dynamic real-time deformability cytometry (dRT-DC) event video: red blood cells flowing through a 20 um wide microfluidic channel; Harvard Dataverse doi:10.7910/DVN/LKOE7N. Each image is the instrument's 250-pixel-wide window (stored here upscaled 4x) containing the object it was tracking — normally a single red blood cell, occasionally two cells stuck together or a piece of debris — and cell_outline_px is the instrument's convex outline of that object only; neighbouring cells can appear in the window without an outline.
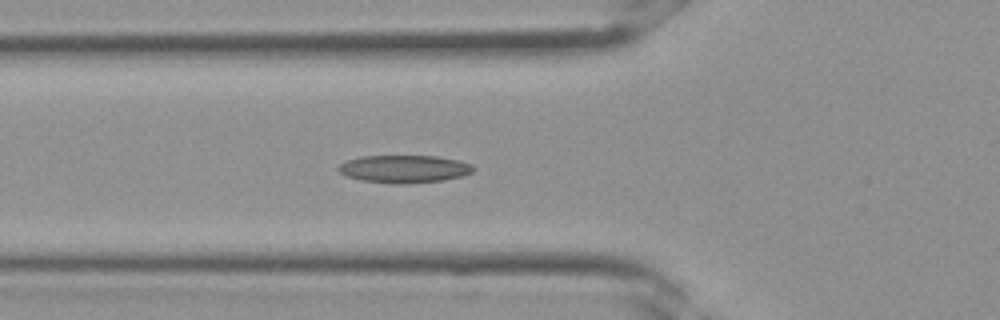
{"species": "Egyptian fruit bat (a non-hibernating species)", "species_latin": "Rousettus aegyptiacus", "temperature_condition": "room temperature", "stored_images_in_passage": 36, "segment_of_instrument_passage": [1, 2], "camera_frame_rate_fps": 3000, "um_per_image_px": 0.085, "frame": {"image": 1, "passage_image": 13, "time_ms": 4.0, "image_size_px": [1000, 320], "cell_outline_px": [[476, 168], [472, 172], [464, 176], [444, 180], [404, 184], [400, 184], [360, 180], [348, 176], [340, 172], [336, 168], [340, 164], [348, 160], [360, 156], [436, 156], [456, 160], [472, 164]], "centroid_in_image_um": [34.38, 14.36], "position_along_channel_um": 91.4, "area_um2": 21.73}}
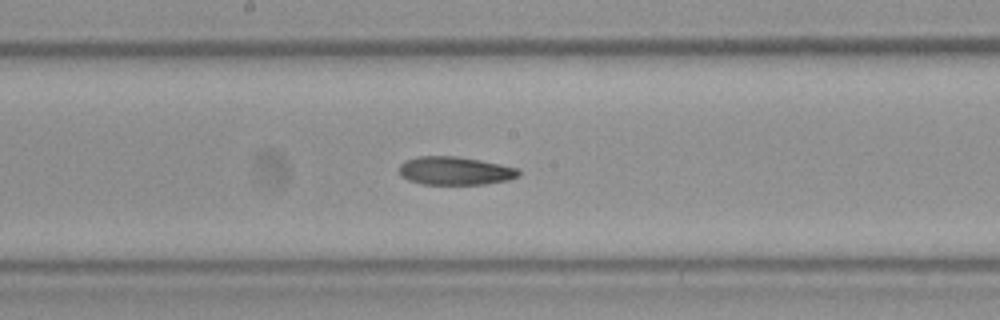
{"frame": {"image": 2, "passage_image": 19, "time_ms": 6.0, "image_size_px": [1000, 320], "cell_outline_px": [[520, 176], [508, 180], [484, 184], [424, 184], [408, 180], [400, 176], [400, 164], [404, 160], [416, 156], [456, 156], [480, 160], [520, 168]], "centroid_in_image_um": [38.68, 14.51], "position_along_channel_um": 209.5, "area_um2": 19.83}}
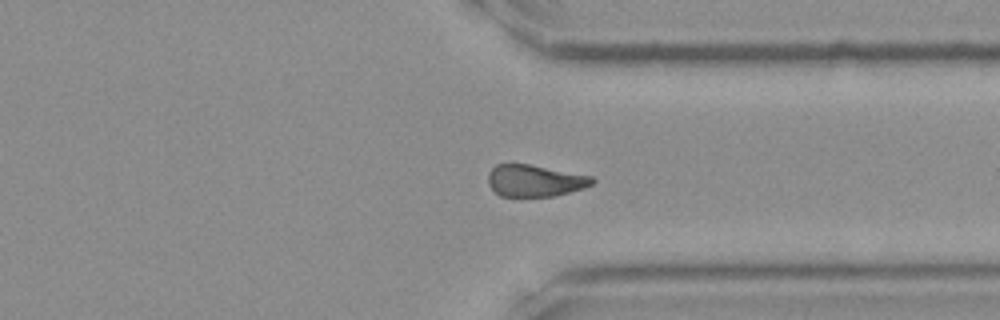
{"frame": {"image": 3, "passage_image": 27, "time_ms": 8.667, "image_size_px": [1000, 320], "cell_outline_px": [[596, 180], [592, 184], [584, 188], [556, 196], [500, 196], [488, 184], [488, 172], [496, 164], [528, 164], [592, 176]], "centroid_in_image_um": [45.47, 15.36], "position_along_channel_um": 365.9, "area_um2": 19.25}}